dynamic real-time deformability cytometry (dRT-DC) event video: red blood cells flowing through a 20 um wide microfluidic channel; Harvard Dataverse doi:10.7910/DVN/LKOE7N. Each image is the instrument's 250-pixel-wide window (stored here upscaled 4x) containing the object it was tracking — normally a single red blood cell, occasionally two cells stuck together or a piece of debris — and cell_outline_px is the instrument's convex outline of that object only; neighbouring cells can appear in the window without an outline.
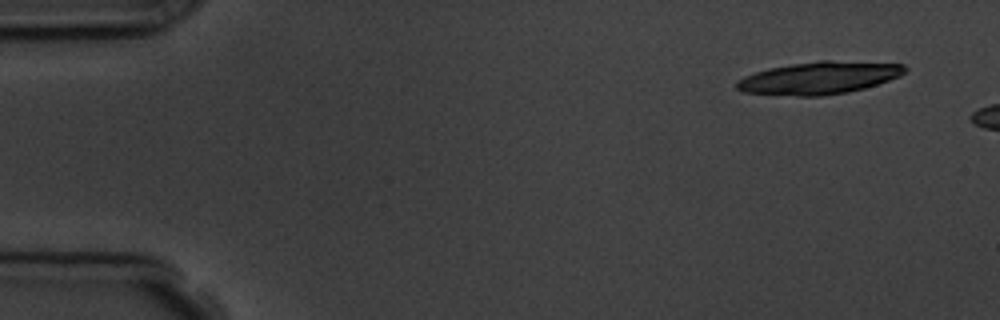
{"species": "common noctule bat (a hibernating species)", "species_latin": "Nyctalus noctula", "temperature_condition": "room temperature", "stored_images_in_passage": 3, "camera_frame_rate_fps": 3000, "um_per_image_px": 0.085, "animal": {"sex": "male", "body_mass_g": 19.5, "forearm_length_mm": 54.6}, "frame": {"image": 1, "passage_image": 1, "time_ms": 0.0, "image_size_px": [1000, 320], "cell_outline_px": [[908, 72], [900, 76], [864, 88], [848, 92], [824, 96], [796, 96], [744, 92], [736, 88], [736, 80], [744, 76], [768, 68], [792, 64], [820, 60], [828, 60], [904, 64], [908, 68]], "centroid_in_image_um": [69.64, 6.62], "position_along_channel_um": 15.4, "area_um2": 31.85}}